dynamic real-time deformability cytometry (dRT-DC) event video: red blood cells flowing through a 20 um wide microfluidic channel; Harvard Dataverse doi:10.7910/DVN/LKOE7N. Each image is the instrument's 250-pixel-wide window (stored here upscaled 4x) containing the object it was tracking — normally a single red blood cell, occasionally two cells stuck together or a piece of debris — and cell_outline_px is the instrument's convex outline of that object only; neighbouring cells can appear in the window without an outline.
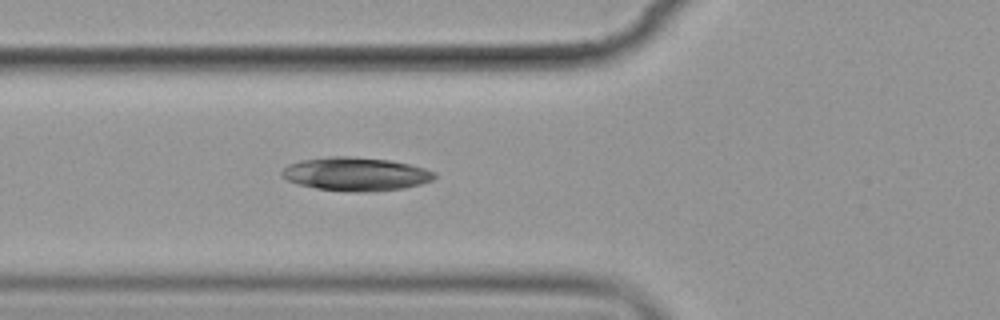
{"species": "common noctule bat (a hibernating species)", "species_latin": "Nyctalus noctula", "temperature_condition": "cold", "stored_images_in_passage": 4, "camera_frame_rate_fps": 3000, "um_per_image_px": 0.085, "animal": {"sex": "female", "body_mass_g": 19.9}, "frame": {"image": 1, "passage_image": 4, "time_ms": 3.333, "image_size_px": [1000, 320], "cell_outline_px": [[436, 176], [432, 180], [420, 184], [404, 188], [316, 188], [300, 184], [288, 180], [280, 172], [288, 164], [300, 160], [332, 156], [352, 156], [388, 160], [408, 164], [424, 168], [436, 172]], "centroid_in_image_um": [30.23, 14.72], "position_along_channel_um": 95.6, "area_um2": 28.15}}